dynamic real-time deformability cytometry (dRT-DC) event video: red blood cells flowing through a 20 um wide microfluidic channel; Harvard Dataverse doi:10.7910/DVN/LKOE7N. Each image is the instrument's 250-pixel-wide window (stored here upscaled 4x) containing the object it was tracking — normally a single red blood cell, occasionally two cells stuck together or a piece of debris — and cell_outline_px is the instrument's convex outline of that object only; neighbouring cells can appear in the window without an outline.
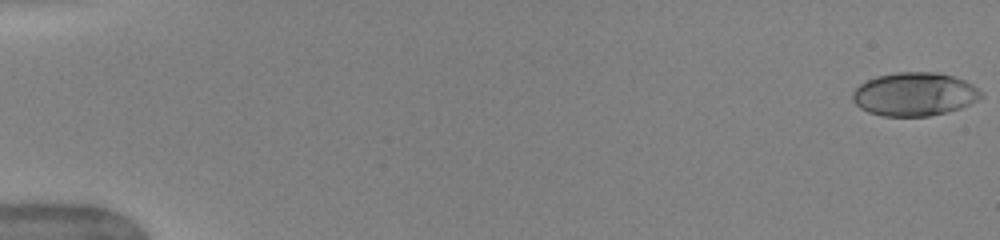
{"species": "human", "species_latin": "Homo sapiens", "temperature_condition": "warm", "stored_images_in_passage": 51, "camera_frame_rate_fps": 3000, "um_per_image_px": 0.085, "donor": {"sex": "female"}, "frame": {"image": 1, "passage_image": 1, "time_ms": 0.0, "image_size_px": [1000, 240], "cell_outline_px": [[984, 96], [960, 108], [928, 116], [884, 116], [868, 112], [860, 108], [852, 100], [852, 92], [860, 84], [876, 76], [896, 72], [936, 72], [952, 76], [964, 80], [972, 84]], "centroid_in_image_um": [77.69, 8.0], "position_along_channel_um": 7.3, "area_um2": 32.31}}
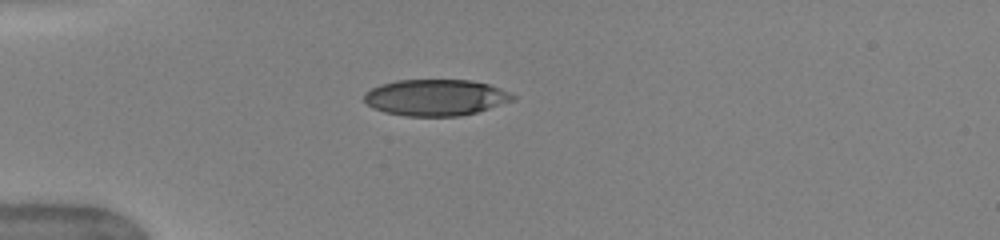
{"frame": {"image": 2, "passage_image": 15, "time_ms": 4.667, "image_size_px": [1000, 240], "cell_outline_px": [[516, 96], [512, 100], [476, 112], [460, 116], [408, 116], [384, 112], [372, 108], [364, 100], [364, 92], [380, 84], [396, 80], [472, 80], [488, 84], [508, 92]], "centroid_in_image_um": [36.97, 8.28], "position_along_channel_um": 48.0, "area_um2": 31.27}}
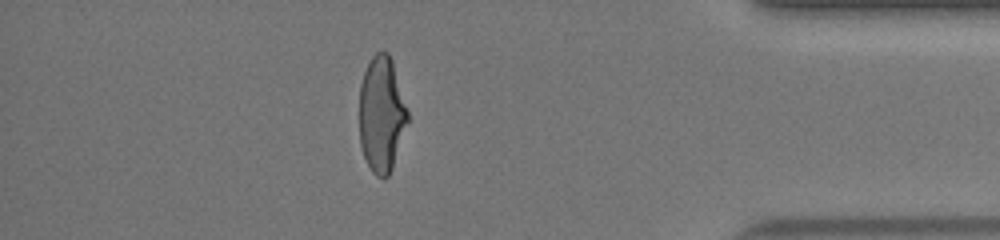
{"frame": {"image": 3, "passage_image": 45, "time_ms": 14.667, "image_size_px": [1000, 240], "cell_outline_px": [[408, 120], [392, 168], [388, 176], [384, 180], [376, 176], [372, 172], [364, 156], [360, 144], [360, 84], [364, 72], [372, 56], [376, 52], [388, 52], [392, 60], [408, 112]], "centroid_in_image_um": [32.43, 9.73], "position_along_channel_um": 402.8, "area_um2": 32.31}, "authors_computed_cell_mechanics": {"area_um2": 33.1194, "velocity_mm_per_s": 4.0754, "shape_relaxation_time_tau1_ms": 5.6329, "shape_relaxation_time_tau2_ms": 0.7677, "deformation_change_tau1": 0.2286, "deformation_change_tau2": 0.0796}}